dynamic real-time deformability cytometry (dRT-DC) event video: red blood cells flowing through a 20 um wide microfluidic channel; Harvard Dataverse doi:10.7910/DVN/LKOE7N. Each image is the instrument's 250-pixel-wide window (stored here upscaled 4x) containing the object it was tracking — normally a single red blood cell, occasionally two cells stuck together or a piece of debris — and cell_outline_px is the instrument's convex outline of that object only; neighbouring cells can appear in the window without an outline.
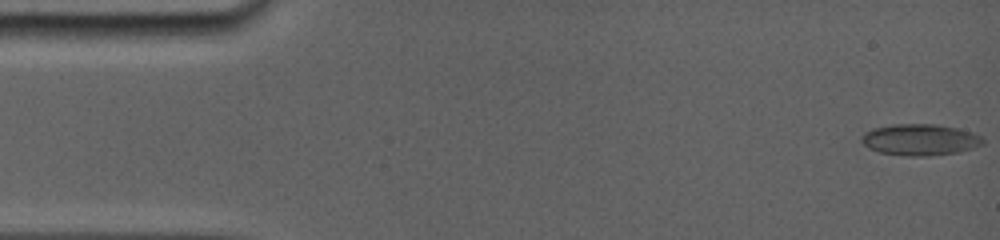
{"species": "common noctule bat (a hibernating species)", "species_latin": "Nyctalus noctula", "temperature_condition": "room temperature", "stored_images_in_passage": 14, "camera_frame_rate_fps": 5000, "um_per_image_px": 0.085, "animal": {"sex": "female", "body_mass_g": 19.0, "forearm_length_mm": 56.7}, "frame": {"image": 1, "passage_image": 1, "time_ms": 0.0, "image_size_px": [1000, 240], "cell_outline_px": [[980, 140], [948, 152], [884, 152], [872, 148], [864, 140], [864, 136], [868, 132], [876, 128], [900, 124], [928, 124], [952, 128], [968, 132], [980, 136]], "centroid_in_image_um": [78.07, 11.78], "position_along_channel_um": 6.9, "area_um2": 18.55}}
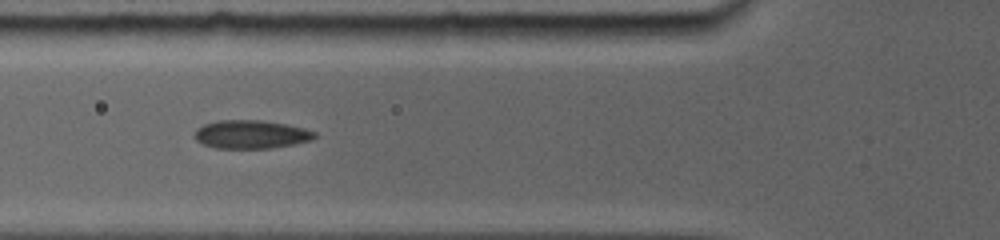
{"frame": {"image": 2, "passage_image": 12, "time_ms": 5.8, "image_size_px": [1000, 240], "cell_outline_px": [[316, 136], [308, 140], [292, 144], [268, 148], [216, 148], [204, 144], [196, 140], [196, 132], [204, 124], [220, 120], [260, 120], [284, 124], [304, 128], [316, 132]], "centroid_in_image_um": [21.34, 11.42], "position_along_channel_um": 104.5, "area_um2": 19.36}}
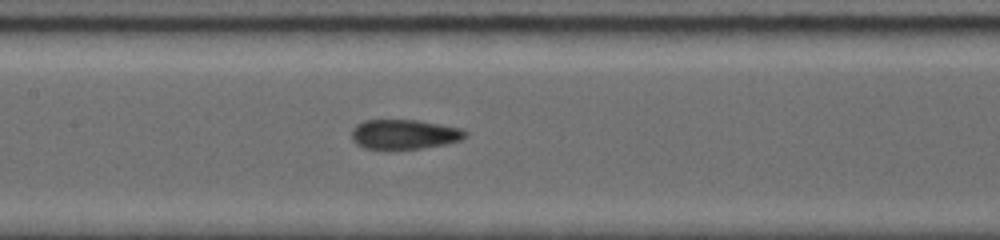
{"frame": {"image": 3, "passage_image": 14, "time_ms": 7.6, "image_size_px": [1000, 240], "cell_outline_px": [[464, 136], [456, 140], [440, 144], [416, 148], [364, 148], [352, 136], [352, 132], [356, 124], [364, 120], [416, 120], [460, 128], [464, 132]], "centroid_in_image_um": [34.29, 11.38], "position_along_channel_um": 173.1, "area_um2": 18.61}}